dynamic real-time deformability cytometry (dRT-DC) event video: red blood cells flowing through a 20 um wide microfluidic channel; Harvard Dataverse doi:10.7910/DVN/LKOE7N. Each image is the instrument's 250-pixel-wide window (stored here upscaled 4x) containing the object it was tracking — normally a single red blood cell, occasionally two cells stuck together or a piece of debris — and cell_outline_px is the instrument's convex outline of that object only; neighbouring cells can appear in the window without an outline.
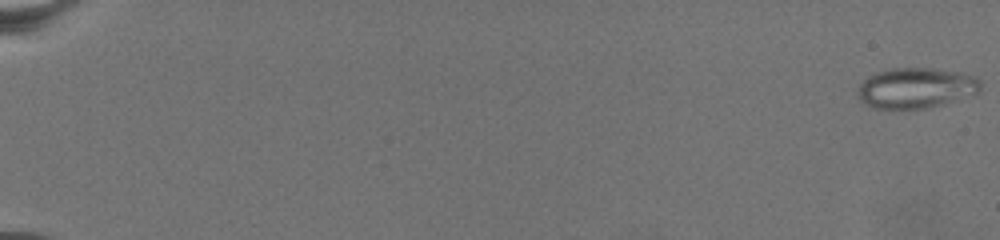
{"species": "common noctule bat (a hibernating species)", "species_latin": "Nyctalus noctula", "temperature_condition": "warm", "stored_images_in_passage": 77, "camera_frame_rate_fps": 3000, "um_per_image_px": 0.085, "animal": {"sex": "female", "body_mass_g": 19.5, "forearm_length_mm": 54.1}, "frame": {"image": 1, "passage_image": 1, "time_ms": 0.0, "image_size_px": [1000, 240], "cell_outline_px": [[980, 88], [976, 92], [956, 100], [944, 104], [924, 108], [872, 108], [860, 100], [856, 92], [860, 84], [868, 76], [892, 68], [932, 68], [960, 72], [976, 76], [980, 80]], "centroid_in_image_um": [77.84, 7.47], "position_along_channel_um": 7.2, "area_um2": 28.73}}
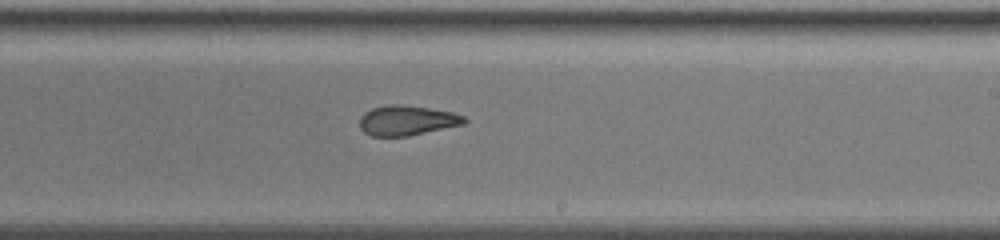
{"frame": {"image": 2, "passage_image": 50, "time_ms": 16.333, "image_size_px": [1000, 240], "cell_outline_px": [[468, 120], [464, 124], [408, 136], [372, 136], [364, 132], [360, 128], [360, 116], [364, 112], [372, 108], [388, 104], [400, 104], [428, 108], [452, 112], [464, 116]], "centroid_in_image_um": [34.57, 10.23], "position_along_channel_um": 254.4, "area_um2": 18.26}}
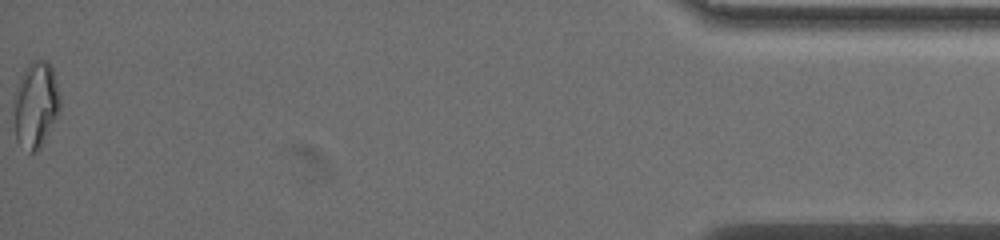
{"frame": {"image": 3, "passage_image": 77, "time_ms": 25.333, "image_size_px": [1000, 240], "cell_outline_px": [[60, 112], [40, 148], [36, 152], [28, 152], [16, 140], [16, 100], [20, 80], [28, 64], [32, 60], [44, 60], [52, 68], [60, 96]], "centroid_in_image_um": [3.09, 8.94], "position_along_channel_um": 432.1, "area_um2": 22.37}}